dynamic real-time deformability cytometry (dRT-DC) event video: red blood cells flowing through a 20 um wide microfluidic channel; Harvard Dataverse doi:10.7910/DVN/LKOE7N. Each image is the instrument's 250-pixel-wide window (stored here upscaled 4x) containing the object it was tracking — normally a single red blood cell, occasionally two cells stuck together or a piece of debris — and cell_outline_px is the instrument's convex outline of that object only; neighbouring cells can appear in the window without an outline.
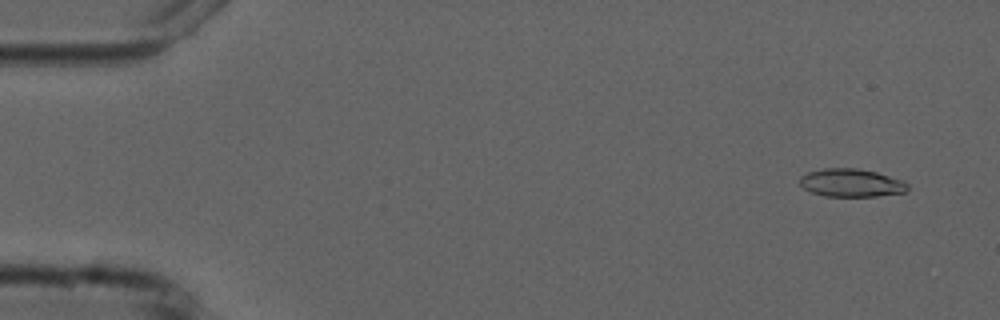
{"species": "common noctule bat (a hibernating species)", "species_latin": "Nyctalus noctula", "temperature_condition": "cold", "stored_images_in_passage": 5, "camera_frame_rate_fps": 3000, "um_per_image_px": 0.085, "animal": {"sex": "male", "forearm_length_mm": 52.5}, "frame": {"image": 1, "passage_image": 1, "time_ms": 0.0, "image_size_px": [1000, 320], "cell_outline_px": [[908, 188], [904, 192], [876, 196], [824, 196], [812, 192], [804, 188], [800, 184], [800, 176], [808, 172], [824, 168], [856, 168], [876, 172], [904, 180], [908, 184]], "centroid_in_image_um": [72.36, 15.53], "position_along_channel_um": 12.6, "area_um2": 17.57}}
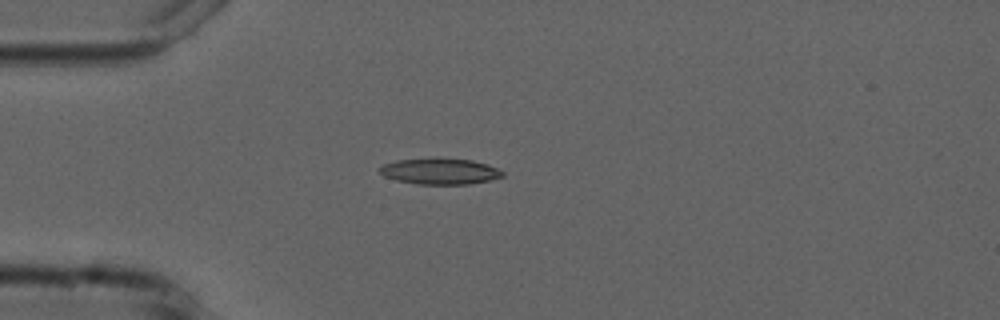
{"frame": {"image": 2, "passage_image": 4, "time_ms": 3.667, "image_size_px": [1000, 320], "cell_outline_px": [[504, 176], [488, 180], [468, 184], [416, 184], [396, 180], [384, 176], [380, 172], [380, 168], [384, 164], [396, 160], [472, 160], [488, 164], [504, 172]], "centroid_in_image_um": [37.41, 14.59], "position_along_channel_um": 47.6, "area_um2": 17.92}}